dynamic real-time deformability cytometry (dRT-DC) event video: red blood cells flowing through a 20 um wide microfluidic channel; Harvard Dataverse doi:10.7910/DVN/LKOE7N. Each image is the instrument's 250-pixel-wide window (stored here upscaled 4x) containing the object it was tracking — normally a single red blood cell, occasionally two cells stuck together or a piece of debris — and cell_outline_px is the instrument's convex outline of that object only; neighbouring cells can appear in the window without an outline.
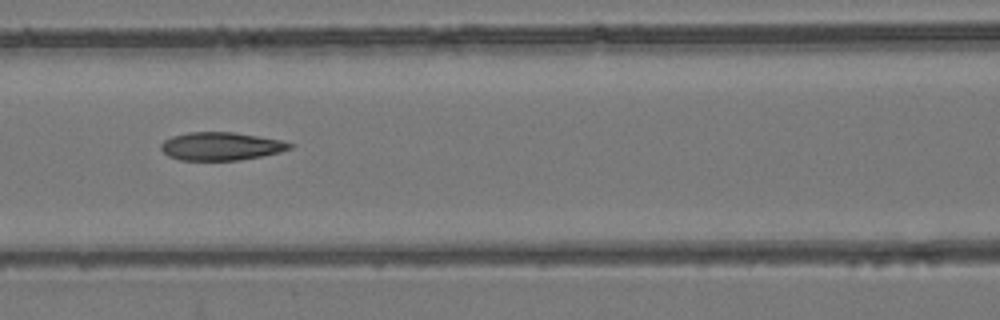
{"species": "common noctule bat (a hibernating species)", "species_latin": "Nyctalus noctula", "temperature_condition": "room temperature", "stored_images_in_passage": 6, "camera_frame_rate_fps": 3000, "um_per_image_px": 0.085, "animal": {"sex": "female", "body_mass_g": 24.6, "forearm_length_mm": 56.2}, "frame": {"image": 1, "passage_image": 4, "time_ms": 3.333, "image_size_px": [1000, 320], "cell_outline_px": [[296, 144], [292, 148], [280, 152], [240, 160], [180, 160], [168, 156], [160, 148], [160, 144], [164, 140], [172, 136], [188, 132], [232, 132], [284, 140]], "centroid_in_image_um": [18.81, 12.42], "position_along_channel_um": 147.8, "area_um2": 21.21}}
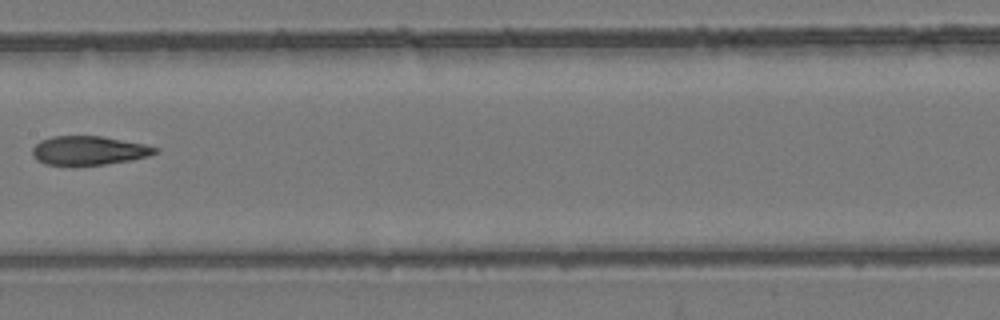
{"frame": {"image": 2, "passage_image": 5, "time_ms": 4.667, "image_size_px": [1000, 320], "cell_outline_px": [[160, 152], [148, 156], [132, 160], [104, 164], [44, 164], [36, 160], [32, 156], [32, 148], [40, 140], [52, 136], [104, 136], [144, 144], [160, 148]], "centroid_in_image_um": [7.57, 12.78], "position_along_channel_um": 199.8, "area_um2": 20.69}}
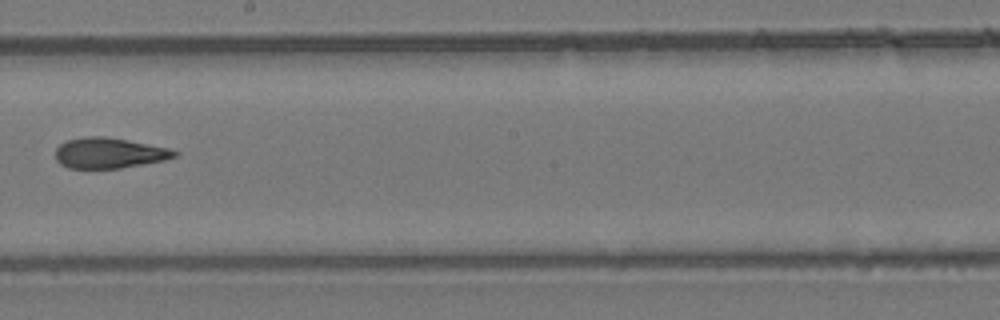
{"frame": {"image": 3, "passage_image": 6, "time_ms": 5.667, "image_size_px": [1000, 320], "cell_outline_px": [[180, 152], [176, 156], [164, 160], [120, 168], [68, 168], [60, 164], [56, 160], [56, 148], [60, 144], [68, 140], [84, 136], [104, 136], [128, 140], [168, 148]], "centroid_in_image_um": [9.26, 13.0], "position_along_channel_um": 238.9, "area_um2": 21.1}}